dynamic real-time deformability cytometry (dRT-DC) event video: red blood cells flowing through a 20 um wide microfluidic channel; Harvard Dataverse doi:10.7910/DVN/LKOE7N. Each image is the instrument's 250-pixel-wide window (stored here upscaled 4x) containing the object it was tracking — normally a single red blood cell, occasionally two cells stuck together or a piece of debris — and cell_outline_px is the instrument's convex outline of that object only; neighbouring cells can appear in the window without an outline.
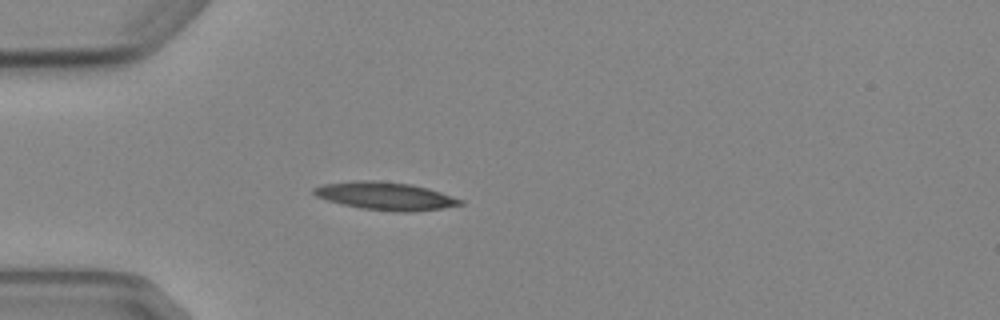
{"species": "Egyptian fruit bat (a non-hibernating species)", "species_latin": "Rousettus aegyptiacus", "temperature_condition": "cold", "stored_images_in_passage": 5, "camera_frame_rate_fps": 3000, "um_per_image_px": 0.085, "animal": {"sex": "female"}, "frame": {"image": 1, "passage_image": 5, "time_ms": 4.667, "image_size_px": [1000, 320], "cell_outline_px": [[464, 204], [440, 208], [404, 212], [396, 212], [360, 208], [328, 200], [316, 196], [312, 192], [312, 188], [324, 184], [352, 180], [376, 180], [412, 184], [428, 188], [464, 200]], "centroid_in_image_um": [32.74, 16.64], "position_along_channel_um": 52.3, "area_um2": 23.7}}